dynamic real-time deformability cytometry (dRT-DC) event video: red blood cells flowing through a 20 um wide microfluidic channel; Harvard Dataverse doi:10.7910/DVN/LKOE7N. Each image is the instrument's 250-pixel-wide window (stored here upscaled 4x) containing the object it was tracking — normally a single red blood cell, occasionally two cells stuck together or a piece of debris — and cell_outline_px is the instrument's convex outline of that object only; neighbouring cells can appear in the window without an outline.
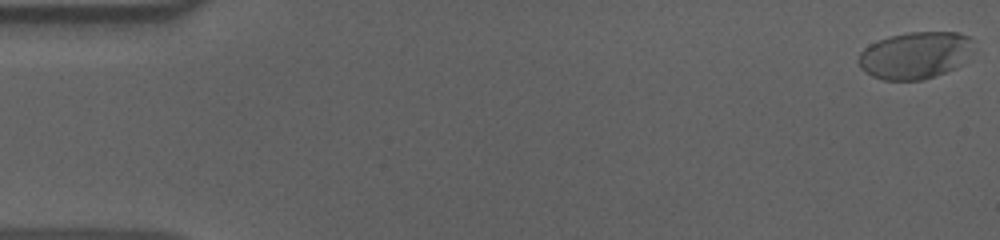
{"species": "human", "species_latin": "Homo sapiens", "temperature_condition": "cold", "stored_images_in_passage": 57, "camera_frame_rate_fps": 3000, "um_per_image_px": 0.085, "donor": {"sex": "male"}, "frame": {"image": 1, "passage_image": 1, "time_ms": 0.0, "image_size_px": [1000, 240], "cell_outline_px": [[972, 40], [960, 64], [956, 68], [924, 80], [884, 80], [872, 76], [860, 68], [856, 60], [860, 52], [864, 48], [880, 40], [892, 36], [908, 32], [956, 32], [968, 36]], "centroid_in_image_um": [77.7, 4.71], "position_along_channel_um": 7.3, "area_um2": 30.98}}
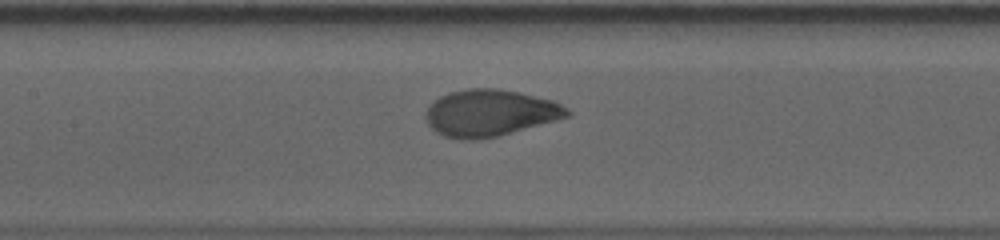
{"frame": {"image": 2, "passage_image": 27, "time_ms": 8.667, "image_size_px": [1000, 240], "cell_outline_px": [[572, 116], [496, 136], [480, 140], [460, 140], [444, 136], [436, 132], [428, 124], [424, 116], [428, 108], [440, 96], [448, 92], [468, 88], [500, 88], [520, 92], [552, 100], [568, 108], [572, 112]], "centroid_in_image_um": [41.66, 9.6], "position_along_channel_um": 165.7, "area_um2": 38.67}}
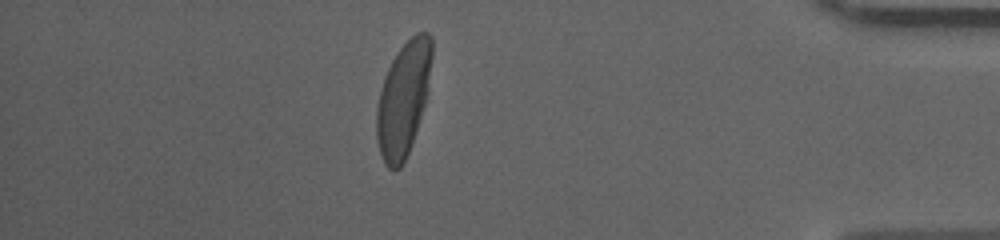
{"frame": {"image": 3, "passage_image": 50, "time_ms": 16.333, "image_size_px": [1000, 240], "cell_outline_px": [[432, 56], [428, 92], [408, 152], [400, 168], [392, 172], [384, 164], [376, 140], [376, 108], [380, 88], [384, 76], [392, 60], [400, 48], [416, 32], [428, 32], [432, 36]], "centroid_in_image_um": [34.26, 8.4], "position_along_channel_um": 400.9, "area_um2": 36.7}, "authors_computed_cell_mechanics": {"area_um2": 37.281, "velocity_mm_per_s": 3.6017, "shape_relaxation_time_tau1_ms": 3.4762, "shape_relaxation_time_tau2_ms": null, "deformation_change_tau1": 0.1699, "deformation_change_tau2": null}}